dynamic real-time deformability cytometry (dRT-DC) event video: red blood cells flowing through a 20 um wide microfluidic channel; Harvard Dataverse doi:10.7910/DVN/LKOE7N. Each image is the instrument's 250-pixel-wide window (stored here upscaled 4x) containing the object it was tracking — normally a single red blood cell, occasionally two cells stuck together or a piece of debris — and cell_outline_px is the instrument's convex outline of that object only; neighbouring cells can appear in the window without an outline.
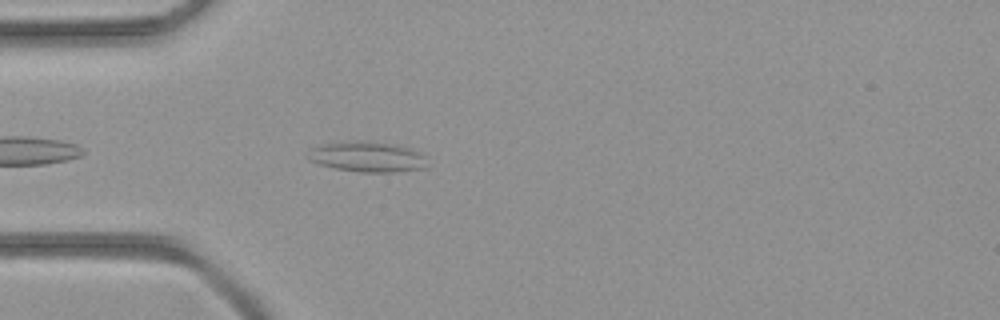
{"species": "common noctule bat (a hibernating species)", "species_latin": "Nyctalus noctula", "temperature_condition": "room temperature", "stored_images_in_passage": 34, "camera_frame_rate_fps": 3000, "um_per_image_px": 0.085, "animal": {"sex": "female", "body_mass_g": 21.9}, "frame": {"image": 1, "passage_image": 4, "time_ms": 1.0, "image_size_px": [1000, 320], "cell_outline_px": [[428, 168], [392, 172], [360, 172], [336, 168], [320, 164], [308, 160], [312, 148], [324, 144], [356, 140], [360, 140], [392, 144], [412, 148], [420, 152], [424, 156]], "centroid_in_image_um": [31.28, 13.33], "position_along_channel_um": 53.7, "area_um2": 20.98}}
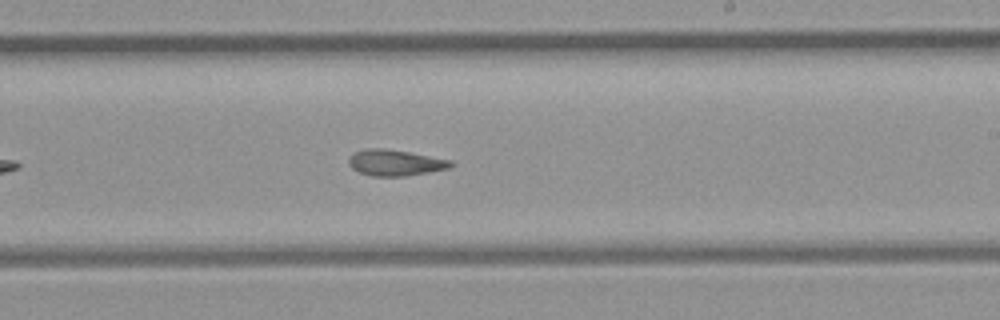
{"frame": {"image": 2, "passage_image": 17, "time_ms": 5.333, "image_size_px": [1000, 320], "cell_outline_px": [[456, 164], [448, 168], [428, 172], [404, 176], [372, 176], [360, 172], [352, 168], [348, 164], [348, 160], [352, 152], [364, 148], [384, 148], [408, 152], [452, 160]], "centroid_in_image_um": [33.57, 13.82], "position_along_channel_um": 255.4, "area_um2": 15.55}}
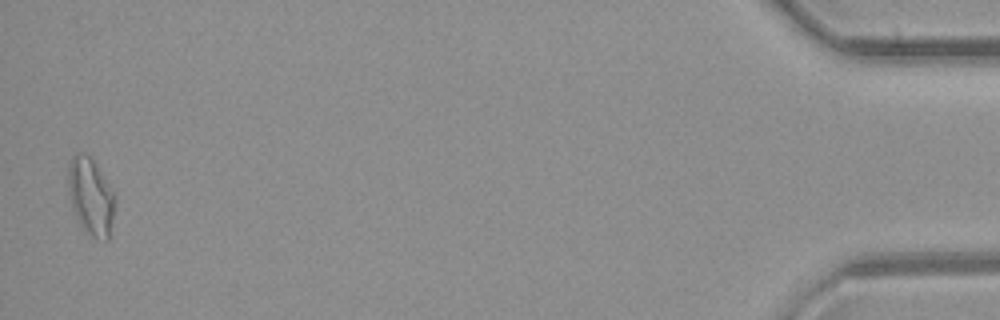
{"frame": {"image": 3, "passage_image": 34, "time_ms": 11.0, "image_size_px": [1000, 320], "cell_outline_px": [[112, 216], [108, 240], [104, 240], [92, 236], [80, 224], [72, 204], [68, 184], [68, 164], [72, 156], [76, 152], [84, 152], [92, 160], [112, 192]], "centroid_in_image_um": [7.66, 16.66], "position_along_channel_um": 427.5, "area_um2": 19.77}}